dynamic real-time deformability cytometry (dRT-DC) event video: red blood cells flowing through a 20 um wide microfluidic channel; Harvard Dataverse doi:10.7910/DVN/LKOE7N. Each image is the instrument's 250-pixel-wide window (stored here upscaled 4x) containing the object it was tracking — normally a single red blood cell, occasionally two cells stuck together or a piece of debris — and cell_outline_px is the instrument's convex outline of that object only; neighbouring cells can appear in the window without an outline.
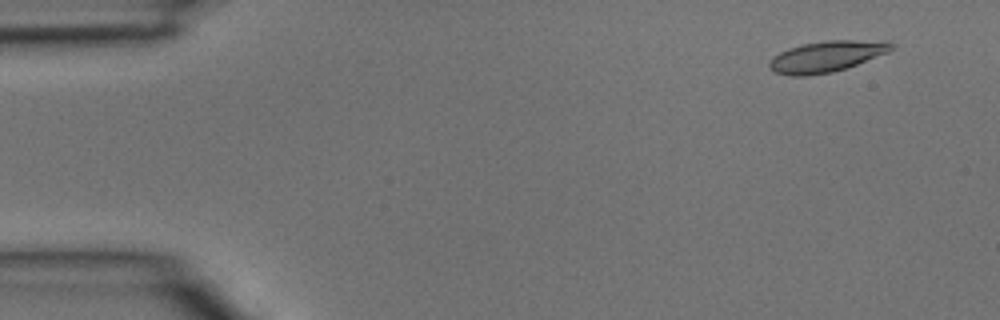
{"species": "common noctule bat (a hibernating species)", "species_latin": "Nyctalus noctula", "temperature_condition": "room temperature", "stored_images_in_passage": 3, "camera_frame_rate_fps": 3000, "um_per_image_px": 0.085, "animal": {"sex": "male", "body_mass_g": 15.6}, "frame": {"image": 1, "passage_image": 1, "time_ms": 0.0, "image_size_px": [1000, 320], "cell_outline_px": [[896, 44], [888, 52], [856, 64], [832, 72], [808, 76], [792, 76], [772, 72], [768, 68], [768, 64], [780, 52], [788, 48], [804, 44], [828, 40], [888, 40]], "centroid_in_image_um": [70.27, 4.79], "position_along_channel_um": 14.7, "area_um2": 22.02}}